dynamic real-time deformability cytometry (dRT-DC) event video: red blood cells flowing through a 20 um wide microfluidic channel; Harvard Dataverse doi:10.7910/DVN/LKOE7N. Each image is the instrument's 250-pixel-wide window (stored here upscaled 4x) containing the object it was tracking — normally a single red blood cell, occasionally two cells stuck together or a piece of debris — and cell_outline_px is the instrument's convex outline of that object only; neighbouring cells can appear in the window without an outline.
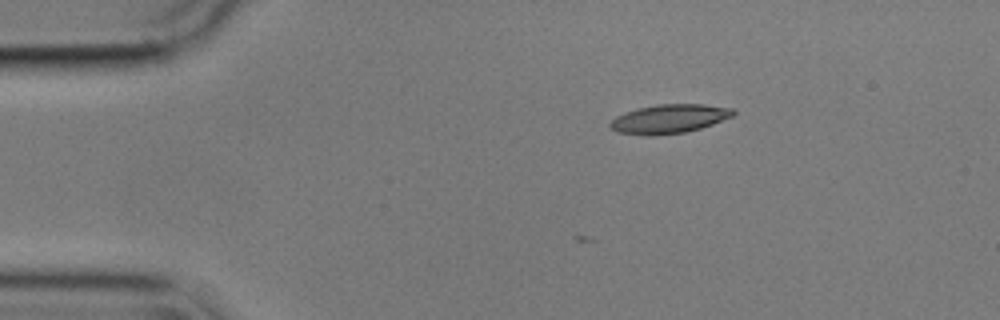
{"species": "common noctule bat (a hibernating species)", "species_latin": "Nyctalus noctula", "temperature_condition": "cold", "stored_images_in_passage": 2, "camera_frame_rate_fps": 3000, "um_per_image_px": 0.085, "animal": {"sex": "male", "body_mass_g": 17.9}, "frame": {"image": 1, "passage_image": 2, "time_ms": 0.333, "image_size_px": [1000, 320], "cell_outline_px": [[736, 112], [732, 116], [712, 124], [700, 128], [684, 132], [656, 136], [648, 136], [616, 132], [608, 124], [616, 116], [636, 108], [656, 104], [704, 104], [732, 108]], "centroid_in_image_um": [56.85, 10.1], "position_along_channel_um": 28.1, "area_um2": 20.81}}